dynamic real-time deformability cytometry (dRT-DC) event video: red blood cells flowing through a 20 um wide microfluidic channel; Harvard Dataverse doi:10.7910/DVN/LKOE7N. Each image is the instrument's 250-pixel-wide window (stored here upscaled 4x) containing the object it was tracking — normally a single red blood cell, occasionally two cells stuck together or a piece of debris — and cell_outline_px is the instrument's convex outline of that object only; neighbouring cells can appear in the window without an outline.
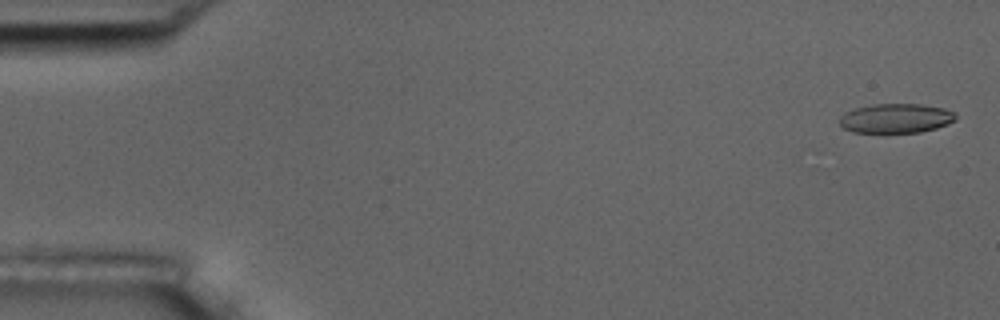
{"species": "common noctule bat (a hibernating species)", "species_latin": "Nyctalus noctula", "temperature_condition": "room temperature", "stored_images_in_passage": 7, "camera_frame_rate_fps": 3000, "um_per_image_px": 0.085, "animal": {"sex": "male", "body_mass_g": 17.5, "forearm_length_mm": 52.3}, "frame": {"image": 1, "passage_image": 1, "time_ms": 0.0, "image_size_px": [1000, 320], "cell_outline_px": [[956, 120], [948, 124], [936, 128], [920, 132], [852, 132], [844, 128], [840, 124], [840, 116], [844, 112], [852, 108], [872, 104], [920, 104], [944, 108], [956, 112]], "centroid_in_image_um": [76.15, 10.04], "position_along_channel_um": 8.8, "area_um2": 20.06}}
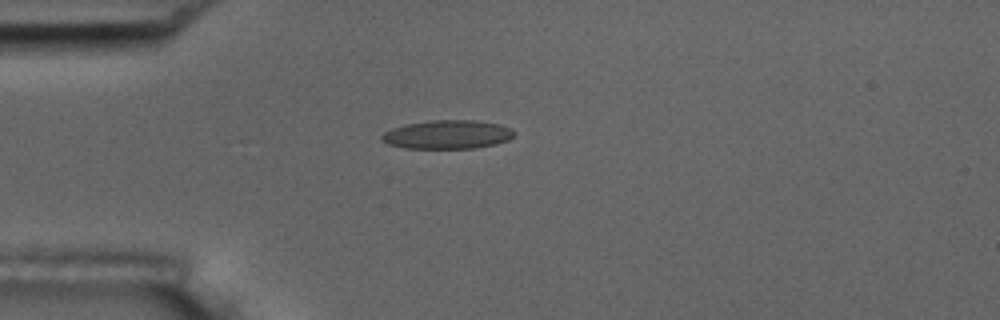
{"frame": {"image": 2, "passage_image": 4, "time_ms": 4.333, "image_size_px": [1000, 320], "cell_outline_px": [[516, 132], [508, 140], [496, 144], [476, 148], [404, 148], [388, 144], [380, 140], [380, 136], [384, 132], [392, 128], [404, 124], [432, 120], [476, 120], [500, 124], [512, 128]], "centroid_in_image_um": [38.03, 11.43], "position_along_channel_um": 47.0, "area_um2": 22.37}}